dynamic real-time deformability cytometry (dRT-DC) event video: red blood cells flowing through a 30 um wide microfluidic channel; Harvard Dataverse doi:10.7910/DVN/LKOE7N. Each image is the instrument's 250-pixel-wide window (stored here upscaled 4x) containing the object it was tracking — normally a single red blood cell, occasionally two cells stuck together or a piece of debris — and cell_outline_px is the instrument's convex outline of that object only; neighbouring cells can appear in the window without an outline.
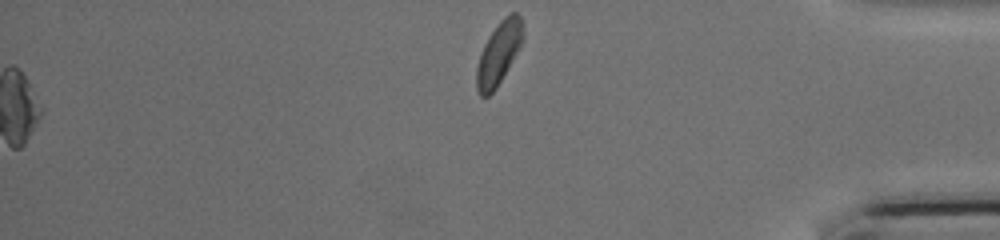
{"species": "common noctule bat (a hibernating species)", "species_latin": "Nyctalus noctula", "temperature_condition": "cold", "stored_images_in_passage": 48, "segment_of_instrument_passage": [2, 2], "camera_frame_rate_fps": 3000, "um_per_image_px": 0.085, "animal": {"sex": "female", "body_mass_g": 17.0, "forearm_length_mm": 48.0}, "frame": {"image": 1, "passage_image": 48, "time_ms": 15.667, "image_size_px": [1000, 240], "cell_outline_px": [[524, 40], [496, 88], [488, 96], [480, 96], [476, 88], [476, 68], [484, 44], [488, 36], [496, 24], [508, 12], [516, 12], [520, 16], [524, 32]], "centroid_in_image_um": [42.4, 4.48], "position_along_channel_um": 392.8, "area_um2": 16.99}}